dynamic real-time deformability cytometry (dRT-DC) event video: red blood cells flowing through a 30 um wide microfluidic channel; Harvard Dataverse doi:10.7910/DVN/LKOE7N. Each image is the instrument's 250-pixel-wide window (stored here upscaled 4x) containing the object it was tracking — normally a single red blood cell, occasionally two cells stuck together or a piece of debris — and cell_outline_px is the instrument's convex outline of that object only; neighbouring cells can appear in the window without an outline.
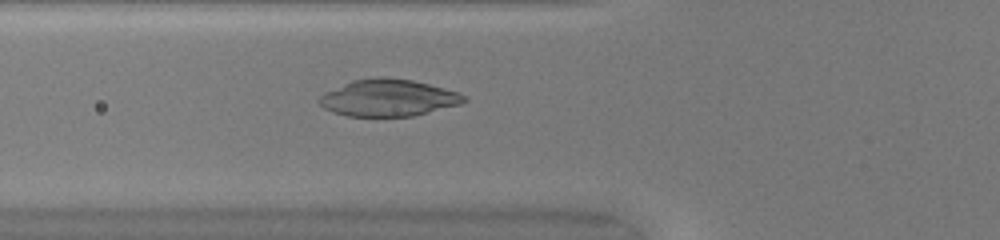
{"species": "common noctule bat (a hibernating species)", "species_latin": "Nyctalus noctula", "temperature_condition": "warm", "stored_images_in_passage": 40, "camera_frame_rate_fps": 3000, "um_per_image_px": 0.085, "animal": {"sex": "female", "body_mass_g": 20.0, "forearm_length_mm": 54.0}, "frame": {"image": 1, "passage_image": 9, "time_ms": 2.667, "image_size_px": [1000, 240], "cell_outline_px": [[468, 100], [460, 104], [412, 116], [348, 116], [332, 112], [324, 108], [316, 100], [324, 92], [352, 80], [376, 76], [380, 76], [412, 80], [460, 92], [468, 96]], "centroid_in_image_um": [32.99, 8.31], "position_along_channel_um": 92.8, "area_um2": 31.27}}
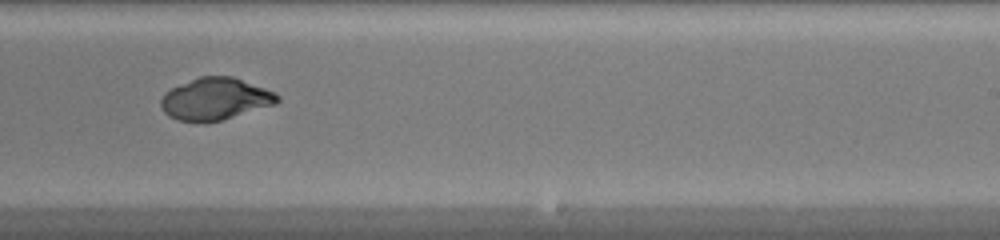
{"frame": {"image": 2, "passage_image": 22, "time_ms": 7.0, "image_size_px": [1000, 240], "cell_outline_px": [[280, 100], [276, 104], [220, 120], [176, 120], [168, 116], [164, 112], [160, 104], [160, 100], [164, 92], [172, 88], [200, 76], [232, 76], [276, 92], [280, 96]], "centroid_in_image_um": [18.31, 8.38], "position_along_channel_um": 270.7, "area_um2": 28.09}}
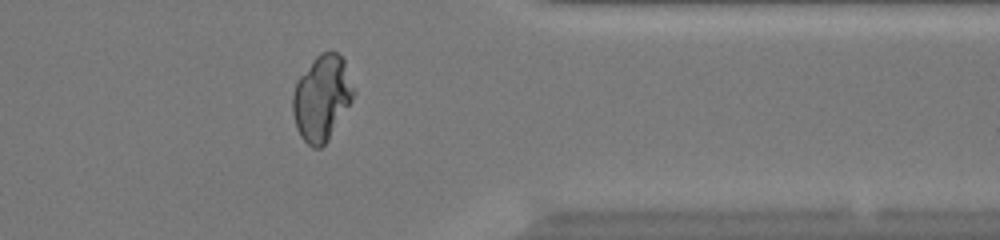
{"frame": {"image": 3, "passage_image": 31, "time_ms": 10.0, "image_size_px": [1000, 240], "cell_outline_px": [[356, 92], [352, 100], [328, 140], [320, 148], [312, 148], [300, 136], [296, 128], [292, 112], [292, 92], [296, 80], [316, 56], [320, 52], [336, 52], [344, 60]], "centroid_in_image_um": [27.33, 8.33], "position_along_channel_um": 384.1, "area_um2": 30.35}}